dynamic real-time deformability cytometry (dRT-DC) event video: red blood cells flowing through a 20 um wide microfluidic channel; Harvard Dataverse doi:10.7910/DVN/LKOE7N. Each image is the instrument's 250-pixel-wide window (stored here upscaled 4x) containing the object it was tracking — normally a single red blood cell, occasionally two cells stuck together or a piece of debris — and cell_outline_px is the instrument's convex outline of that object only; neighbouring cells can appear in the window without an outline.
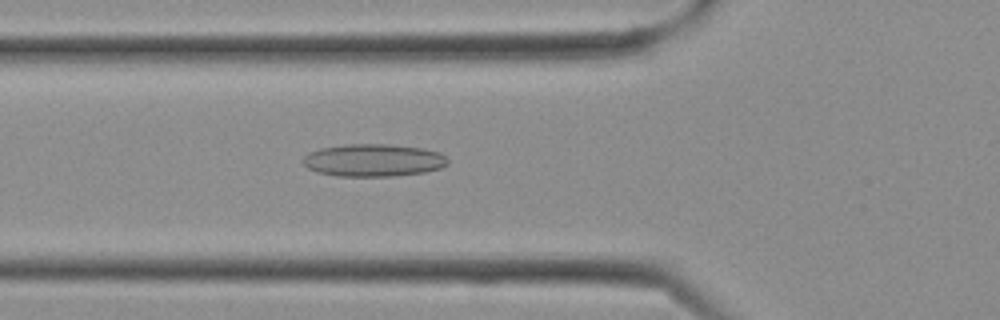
{"species": "Egyptian fruit bat (a non-hibernating species)", "species_latin": "Rousettus aegyptiacus", "temperature_condition": "cold", "stored_images_in_passage": 8, "camera_frame_rate_fps": 3000, "um_per_image_px": 0.085, "frame": {"image": 1, "passage_image": 6, "time_ms": 1.667, "image_size_px": [1000, 320], "cell_outline_px": [[448, 164], [440, 168], [424, 172], [396, 176], [336, 176], [316, 172], [308, 168], [304, 164], [304, 156], [308, 152], [320, 148], [344, 144], [388, 144], [424, 148], [440, 152], [448, 160]], "centroid_in_image_um": [31.74, 13.62], "position_along_channel_um": 94.1, "area_um2": 27.63}}
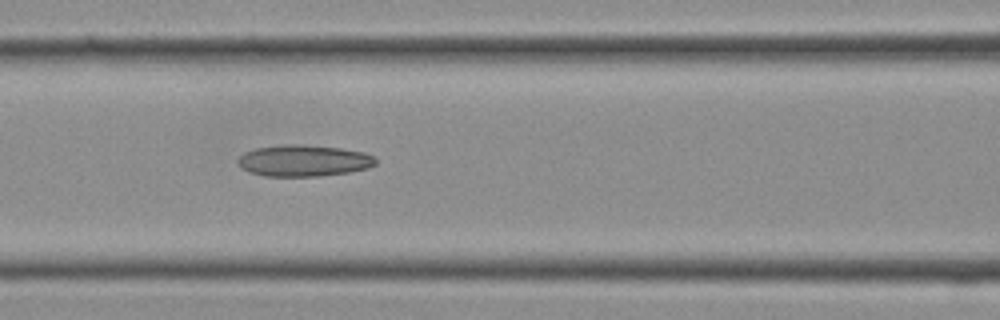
{"frame": {"image": 2, "passage_image": 8, "time_ms": 2.333, "image_size_px": [1000, 320], "cell_outline_px": [[376, 164], [368, 168], [348, 172], [320, 176], [264, 176], [248, 172], [240, 168], [236, 160], [244, 152], [256, 148], [284, 144], [296, 144], [340, 148], [364, 152], [376, 156]], "centroid_in_image_um": [25.79, 13.66], "position_along_channel_um": 140.8, "area_um2": 25.43}}